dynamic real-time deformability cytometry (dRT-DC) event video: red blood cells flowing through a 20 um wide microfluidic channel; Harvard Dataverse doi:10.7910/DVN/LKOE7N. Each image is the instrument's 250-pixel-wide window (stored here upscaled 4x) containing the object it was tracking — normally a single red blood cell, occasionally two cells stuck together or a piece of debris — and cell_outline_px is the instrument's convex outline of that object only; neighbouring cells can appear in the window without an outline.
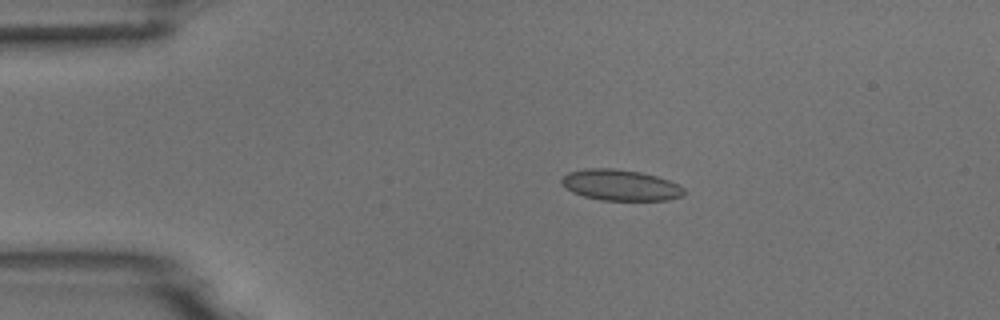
{"species": "common noctule bat (a hibernating species)", "species_latin": "Nyctalus noctula", "temperature_condition": "room temperature", "stored_images_in_passage": 6, "camera_frame_rate_fps": 3000, "um_per_image_px": 0.085, "animal": {"sex": "male", "body_mass_g": 18.8}, "frame": {"image": 1, "passage_image": 3, "time_ms": 3.0, "image_size_px": [1000, 320], "cell_outline_px": [[684, 196], [668, 200], [600, 200], [584, 196], [572, 192], [560, 184], [560, 180], [568, 172], [584, 168], [612, 168], [640, 172], [656, 176], [680, 184], [684, 188]], "centroid_in_image_um": [52.73, 15.73], "position_along_channel_um": 32.3, "area_um2": 22.25}}
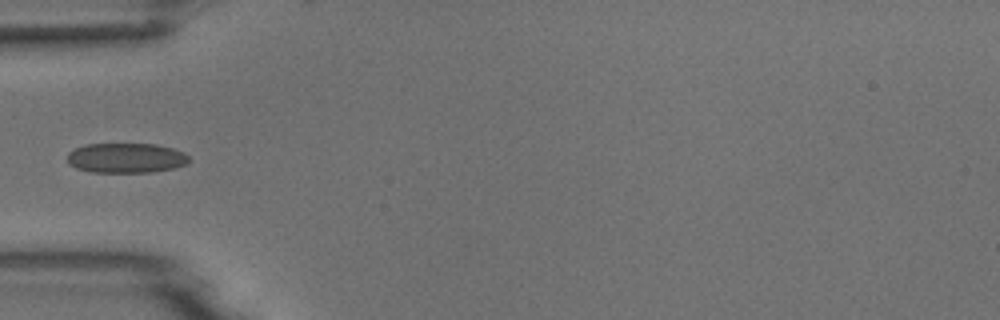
{"frame": {"image": 2, "passage_image": 5, "time_ms": 5.333, "image_size_px": [1000, 320], "cell_outline_px": [[188, 160], [184, 164], [176, 168], [148, 172], [88, 172], [76, 168], [68, 164], [68, 152], [84, 144], [156, 144], [172, 148], [184, 152], [188, 156]], "centroid_in_image_um": [10.68, 13.43], "position_along_channel_um": 74.3, "area_um2": 21.21}}